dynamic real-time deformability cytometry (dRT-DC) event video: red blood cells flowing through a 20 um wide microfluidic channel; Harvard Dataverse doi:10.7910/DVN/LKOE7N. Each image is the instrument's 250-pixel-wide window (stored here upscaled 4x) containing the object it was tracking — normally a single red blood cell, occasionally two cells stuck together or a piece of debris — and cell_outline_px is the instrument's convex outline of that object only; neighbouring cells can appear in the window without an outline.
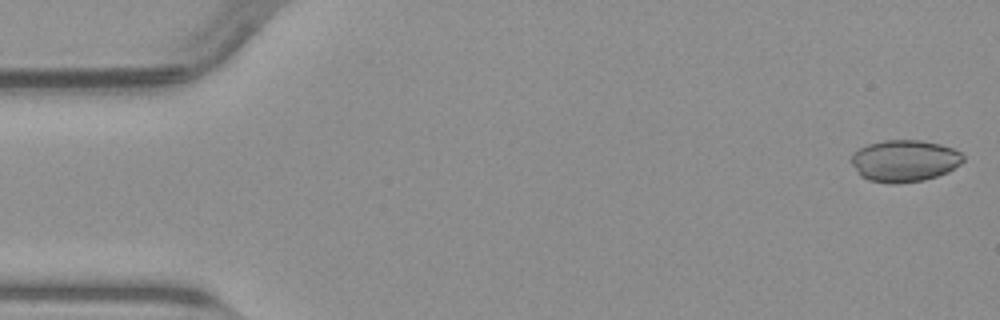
{"species": "common noctule bat (a hibernating species)", "species_latin": "Nyctalus noctula", "temperature_condition": "warm", "stored_images_in_passage": 15, "camera_frame_rate_fps": 3000, "um_per_image_px": 0.085, "animal": {"sex": "male", "body_mass_g": 23.1, "forearm_length_mm": 52.7}, "frame": {"image": 1, "passage_image": 1, "time_ms": 0.0, "image_size_px": [1000, 320], "cell_outline_px": [[964, 160], [960, 164], [948, 172], [924, 180], [896, 184], [892, 184], [868, 180], [860, 176], [848, 160], [852, 152], [868, 144], [884, 140], [920, 140], [940, 144], [952, 148], [960, 152], [964, 156]], "centroid_in_image_um": [76.84, 13.67], "position_along_channel_um": 8.2, "area_um2": 27.57}}
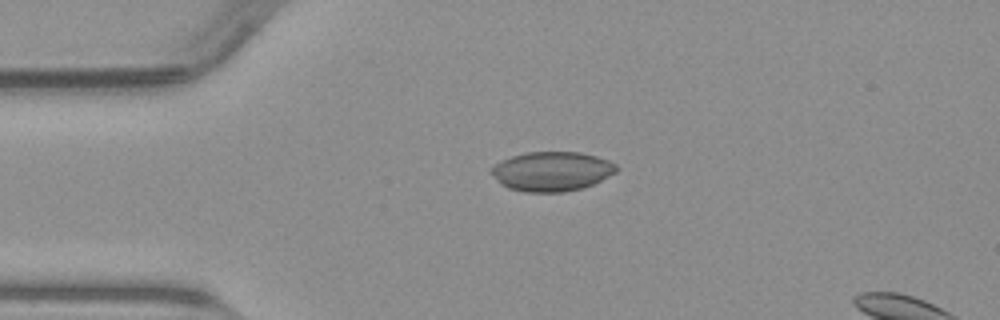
{"frame": {"image": 2, "passage_image": 11, "time_ms": 3.333, "image_size_px": [1000, 320], "cell_outline_px": [[616, 172], [584, 188], [564, 192], [524, 192], [508, 188], [500, 184], [488, 172], [488, 168], [500, 160], [512, 156], [528, 152], [580, 152], [596, 156], [608, 160], [616, 164]], "centroid_in_image_um": [46.83, 14.57], "position_along_channel_um": 38.2, "area_um2": 29.02}}